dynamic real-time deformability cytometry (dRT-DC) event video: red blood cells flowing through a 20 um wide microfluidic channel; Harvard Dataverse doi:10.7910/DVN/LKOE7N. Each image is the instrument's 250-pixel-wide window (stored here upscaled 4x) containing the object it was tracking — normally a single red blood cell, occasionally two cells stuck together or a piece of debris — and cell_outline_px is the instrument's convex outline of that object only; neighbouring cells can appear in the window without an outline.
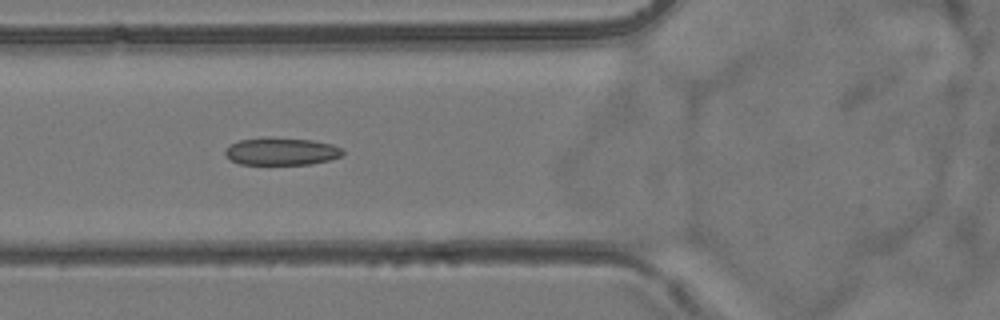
{"species": "common noctule bat (a hibernating species)", "species_latin": "Nyctalus noctula", "temperature_condition": "room temperature", "stored_images_in_passage": 6, "camera_frame_rate_fps": 3000, "um_per_image_px": 0.085, "animal": {"sex": "female", "body_mass_g": 24.6, "forearm_length_mm": 56.2}, "frame": {"image": 1, "passage_image": 5, "time_ms": 5.0, "image_size_px": [1000, 320], "cell_outline_px": [[344, 156], [312, 164], [240, 164], [232, 160], [224, 152], [228, 144], [240, 140], [312, 140], [332, 144], [344, 148]], "centroid_in_image_um": [23.99, 12.91], "position_along_channel_um": 101.8, "area_um2": 18.09}}
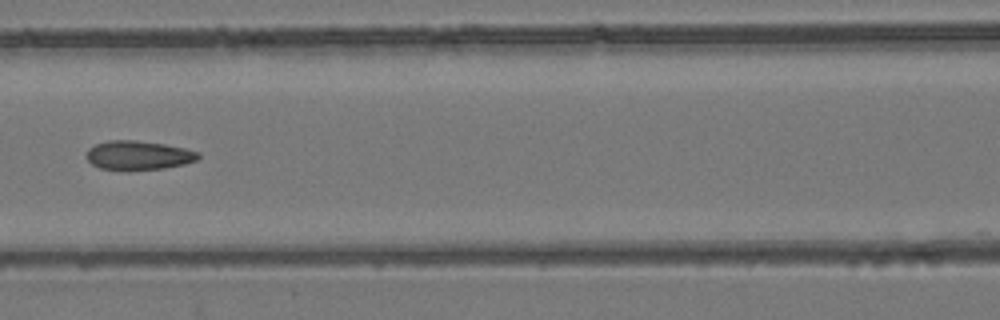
{"frame": {"image": 2, "passage_image": 6, "time_ms": 6.333, "image_size_px": [1000, 320], "cell_outline_px": [[200, 156], [196, 160], [184, 164], [164, 168], [128, 172], [100, 168], [92, 164], [84, 156], [88, 148], [96, 144], [108, 140], [136, 140], [164, 144], [184, 148], [200, 152]], "centroid_in_image_um": [11.72, 13.22], "position_along_channel_um": 154.9, "area_um2": 19.42}}